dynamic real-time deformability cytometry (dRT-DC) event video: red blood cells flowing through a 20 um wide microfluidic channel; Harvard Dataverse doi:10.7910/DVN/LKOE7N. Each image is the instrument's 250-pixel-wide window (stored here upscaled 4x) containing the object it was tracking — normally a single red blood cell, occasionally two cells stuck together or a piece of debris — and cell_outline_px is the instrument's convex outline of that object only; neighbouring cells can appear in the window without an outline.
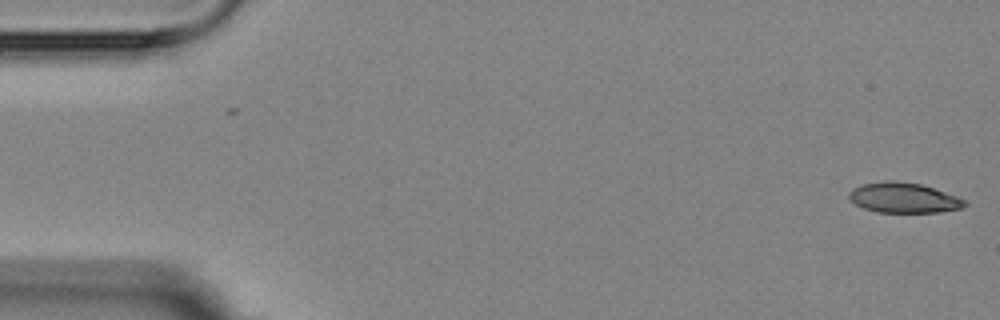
{"species": "Egyptian fruit bat (a non-hibernating species)", "species_latin": "Rousettus aegyptiacus", "temperature_condition": "room temperature", "stored_images_in_passage": 2, "camera_frame_rate_fps": 3000, "um_per_image_px": 0.085, "animal": {"sex": "female"}, "frame": {"image": 1, "passage_image": 2, "time_ms": 1.333, "image_size_px": [1000, 320], "cell_outline_px": [[968, 204], [960, 208], [940, 212], [876, 212], [864, 208], [856, 204], [848, 196], [848, 192], [852, 188], [860, 184], [884, 180], [896, 180], [920, 184], [956, 196], [964, 200]], "centroid_in_image_um": [76.76, 16.8], "position_along_channel_um": 8.2, "area_um2": 20.29}}